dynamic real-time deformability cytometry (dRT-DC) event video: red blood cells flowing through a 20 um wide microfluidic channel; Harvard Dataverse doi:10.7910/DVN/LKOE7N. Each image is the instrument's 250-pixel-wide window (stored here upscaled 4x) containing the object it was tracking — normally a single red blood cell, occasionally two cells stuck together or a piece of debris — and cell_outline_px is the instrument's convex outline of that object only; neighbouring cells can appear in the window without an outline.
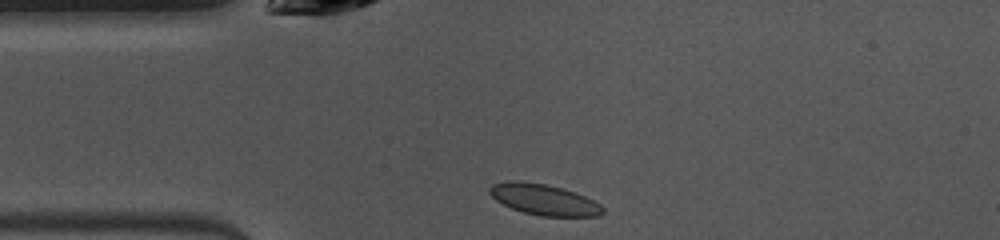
{"species": "common noctule bat (a hibernating species)", "species_latin": "Nyctalus noctula", "temperature_condition": "warm", "stored_images_in_passage": 39, "camera_frame_rate_fps": 3000, "um_per_image_px": 0.085, "animal": {"sex": "female", "body_mass_g": 10.0, "forearm_length_mm": 53.1}, "frame": {"image": 1, "passage_image": 1, "time_ms": 0.0, "image_size_px": [1000, 240], "cell_outline_px": [[604, 212], [600, 216], [540, 216], [524, 212], [512, 208], [496, 200], [488, 192], [488, 188], [492, 184], [508, 180], [520, 180], [544, 184], [576, 192], [600, 204], [604, 208]], "centroid_in_image_um": [46.22, 16.96], "position_along_channel_um": 38.8, "area_um2": 20.35}}
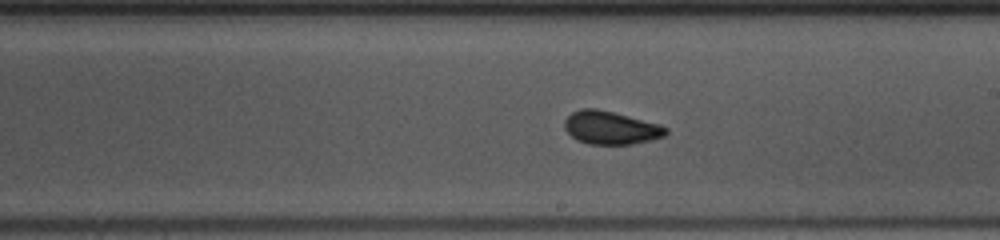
{"frame": {"image": 2, "passage_image": 17, "time_ms": 5.333, "image_size_px": [1000, 240], "cell_outline_px": [[668, 132], [664, 136], [652, 140], [632, 144], [588, 144], [576, 140], [564, 128], [564, 120], [572, 112], [580, 108], [596, 108], [660, 124], [668, 128]], "centroid_in_image_um": [51.91, 10.86], "position_along_channel_um": 237.1, "area_um2": 19.59}}
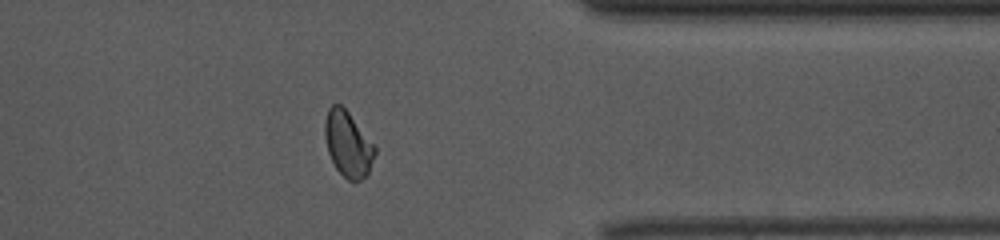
{"frame": {"image": 3, "passage_image": 29, "time_ms": 9.333, "image_size_px": [1000, 240], "cell_outline_px": [[376, 152], [368, 172], [360, 180], [348, 180], [336, 168], [328, 152], [324, 136], [324, 120], [328, 108], [332, 104], [340, 104], [348, 112], [376, 148]], "centroid_in_image_um": [29.54, 12.22], "position_along_channel_um": 381.9, "area_um2": 18.73}, "authors_computed_cell_mechanics": {"area_um2": 19.1318, "velocity_mm_per_s": 3.9832, "shape_relaxation_time_tau1_ms": 4.3339, "shape_relaxation_time_tau2_ms": 1.0183, "deformation_change_tau1": 0.1066, "deformation_change_tau2": 0.026}}